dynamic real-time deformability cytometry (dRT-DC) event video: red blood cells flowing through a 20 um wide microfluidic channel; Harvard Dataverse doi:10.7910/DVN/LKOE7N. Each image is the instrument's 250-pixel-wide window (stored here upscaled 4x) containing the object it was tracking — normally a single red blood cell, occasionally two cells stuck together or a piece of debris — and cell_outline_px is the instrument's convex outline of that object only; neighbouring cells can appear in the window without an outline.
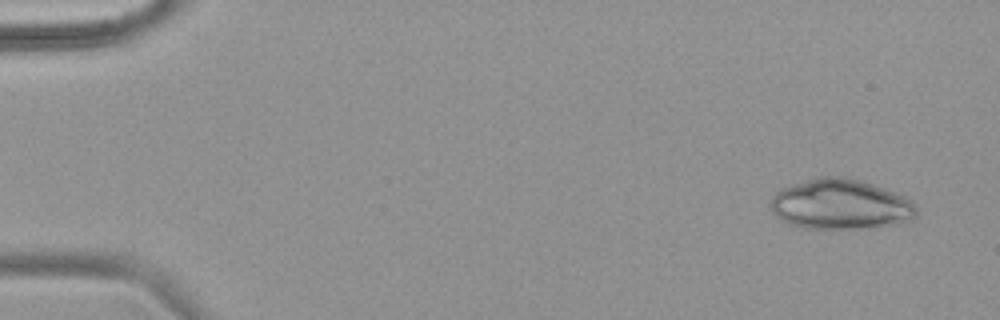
{"species": "common noctule bat (a hibernating species)", "species_latin": "Nyctalus noctula", "temperature_condition": "warm", "stored_images_in_passage": 53, "camera_frame_rate_fps": 3000, "um_per_image_px": 0.085, "animal": {"sex": "female", "body_mass_g": 18.4}, "frame": {"image": 1, "passage_image": 3, "time_ms": 0.667, "image_size_px": [1000, 320], "cell_outline_px": [[916, 216], [912, 220], [900, 224], [876, 228], [804, 228], [788, 224], [776, 216], [772, 212], [768, 204], [772, 196], [780, 188], [816, 176], [848, 176], [860, 180], [904, 196], [916, 204]], "centroid_in_image_um": [71.42, 17.37], "position_along_channel_um": 13.6, "area_um2": 43.29}}
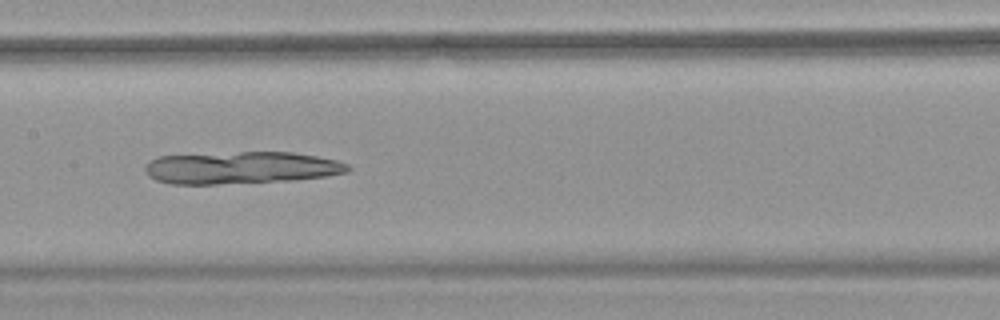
{"frame": {"image": 2, "passage_image": 27, "time_ms": 8.667, "image_size_px": [1000, 320], "cell_outline_px": [[352, 168], [348, 172], [324, 176], [296, 180], [216, 184], [172, 184], [156, 180], [148, 176], [144, 168], [148, 160], [156, 156], [240, 152], [292, 152], [316, 156], [336, 160], [348, 164]], "centroid_in_image_um": [20.47, 14.25], "position_along_channel_um": 186.9, "area_um2": 38.26}}
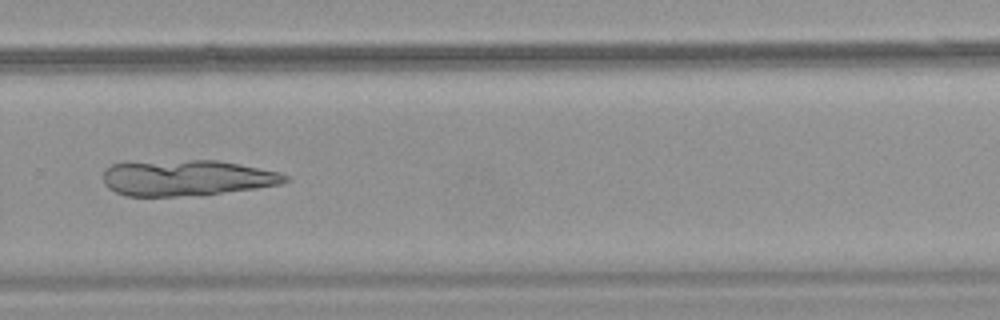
{"frame": {"image": 3, "passage_image": 37, "time_ms": 12.0, "image_size_px": [1000, 320], "cell_outline_px": [[288, 180], [280, 184], [256, 188], [220, 192], [176, 196], [128, 196], [116, 192], [108, 188], [104, 184], [104, 172], [112, 164], [124, 160], [216, 160], [280, 172], [288, 176]], "centroid_in_image_um": [15.78, 15.09], "position_along_channel_um": 314.0, "area_um2": 38.09}}